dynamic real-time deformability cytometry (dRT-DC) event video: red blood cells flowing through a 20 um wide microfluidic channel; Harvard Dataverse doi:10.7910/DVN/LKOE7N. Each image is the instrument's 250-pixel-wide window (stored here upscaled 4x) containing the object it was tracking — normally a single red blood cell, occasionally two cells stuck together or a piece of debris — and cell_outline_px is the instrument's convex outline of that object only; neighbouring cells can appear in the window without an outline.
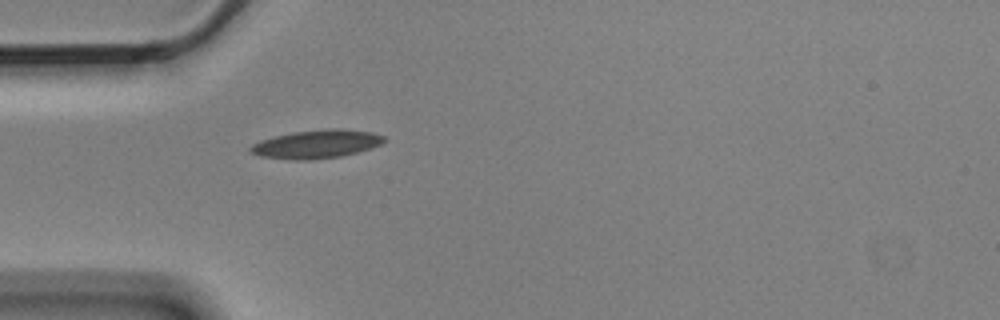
{"species": "Egyptian fruit bat (a non-hibernating species)", "species_latin": "Rousettus aegyptiacus", "temperature_condition": "cold", "stored_images_in_passage": 5, "camera_frame_rate_fps": 3000, "um_per_image_px": 0.085, "animal": {"sex": "male"}, "frame": {"image": 1, "passage_image": 5, "time_ms": 1.333, "image_size_px": [1000, 320], "cell_outline_px": [[388, 140], [380, 144], [356, 152], [340, 156], [308, 160], [296, 160], [260, 156], [248, 152], [248, 148], [252, 144], [260, 140], [292, 132], [328, 128], [340, 128], [372, 132], [384, 136]], "centroid_in_image_um": [26.87, 12.24], "position_along_channel_um": 58.1, "area_um2": 22.08}}